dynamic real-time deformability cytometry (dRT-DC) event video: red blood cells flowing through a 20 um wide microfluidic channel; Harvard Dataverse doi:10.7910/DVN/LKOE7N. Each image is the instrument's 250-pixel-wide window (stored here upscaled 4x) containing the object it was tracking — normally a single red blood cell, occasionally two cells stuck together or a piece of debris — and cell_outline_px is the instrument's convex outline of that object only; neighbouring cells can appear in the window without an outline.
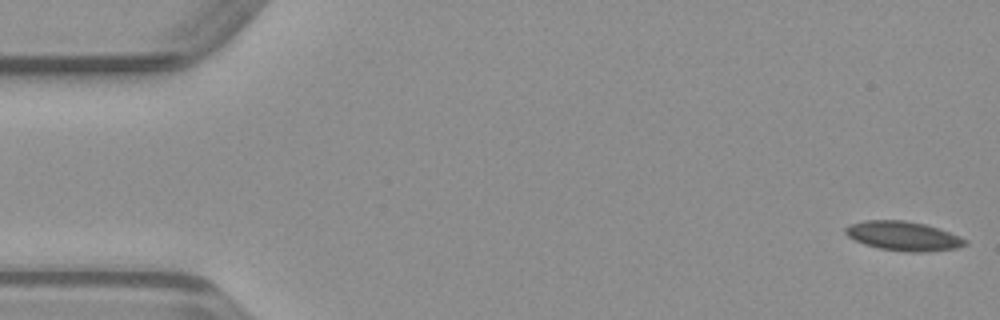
{"species": "common noctule bat (a hibernating species)", "species_latin": "Nyctalus noctula", "temperature_condition": "warm", "stored_images_in_passage": 49, "camera_frame_rate_fps": 3000, "um_per_image_px": 0.085, "animal": {"sex": "male", "body_mass_g": 23.1, "forearm_length_mm": 52.7}, "frame": {"image": 1, "passage_image": 1, "time_ms": 0.0, "image_size_px": [1000, 320], "cell_outline_px": [[968, 244], [956, 248], [924, 252], [908, 252], [880, 248], [864, 244], [848, 236], [844, 232], [844, 228], [848, 224], [864, 220], [904, 220], [924, 224], [960, 236], [968, 240]], "centroid_in_image_um": [76.76, 20.05], "position_along_channel_um": 8.2, "area_um2": 20.35}}
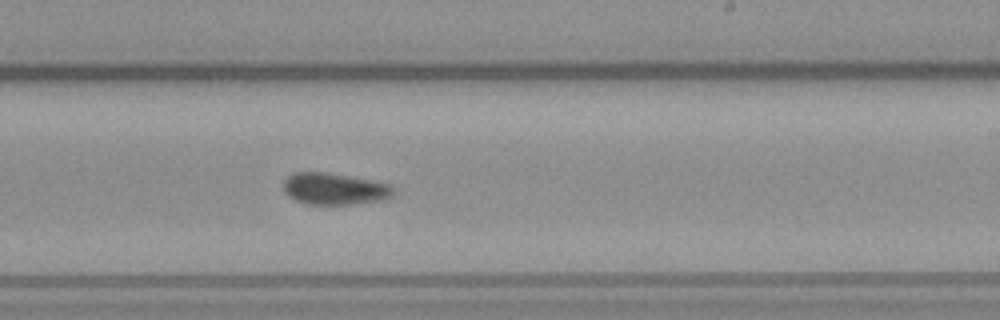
{"frame": {"image": 2, "passage_image": 29, "time_ms": 9.333, "image_size_px": [1000, 320], "cell_outline_px": [[392, 196], [384, 200], [352, 204], [304, 204], [288, 196], [284, 192], [284, 180], [292, 172], [328, 172], [376, 180], [388, 184], [392, 188]], "centroid_in_image_um": [28.41, 16.04], "position_along_channel_um": 260.6, "area_um2": 20.52}}
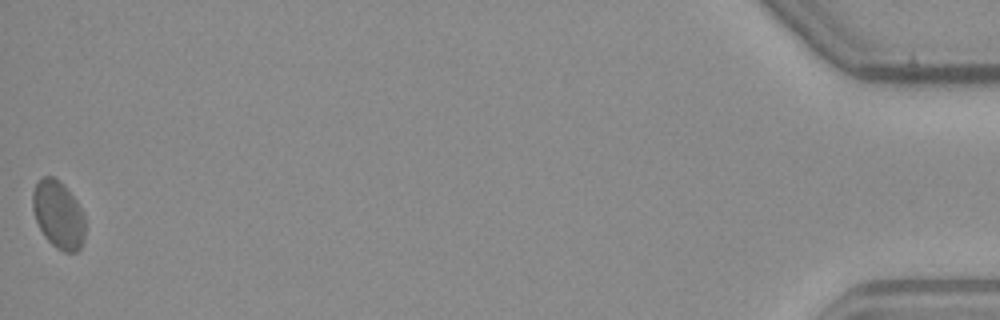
{"frame": {"image": 3, "passage_image": 49, "time_ms": 16.0, "image_size_px": [1000, 320], "cell_outline_px": [[84, 240], [80, 248], [76, 252], [64, 252], [56, 248], [44, 236], [36, 220], [32, 208], [32, 192], [36, 180], [44, 176], [52, 176], [60, 180], [64, 184], [76, 200], [84, 212]], "centroid_in_image_um": [4.95, 18.21], "position_along_channel_um": 430.2, "area_um2": 20.98}}